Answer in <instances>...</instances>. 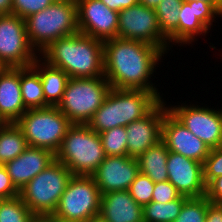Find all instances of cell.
<instances>
[{
  "label": "cell",
  "mask_w": 222,
  "mask_h": 222,
  "mask_svg": "<svg viewBox=\"0 0 222 222\" xmlns=\"http://www.w3.org/2000/svg\"><path fill=\"white\" fill-rule=\"evenodd\" d=\"M164 52L158 47L136 41L114 38L103 42L104 77L111 88L160 92L151 75Z\"/></svg>",
  "instance_id": "obj_1"
},
{
  "label": "cell",
  "mask_w": 222,
  "mask_h": 222,
  "mask_svg": "<svg viewBox=\"0 0 222 222\" xmlns=\"http://www.w3.org/2000/svg\"><path fill=\"white\" fill-rule=\"evenodd\" d=\"M39 56L70 78L104 77L103 41L80 32L52 42Z\"/></svg>",
  "instance_id": "obj_2"
},
{
  "label": "cell",
  "mask_w": 222,
  "mask_h": 222,
  "mask_svg": "<svg viewBox=\"0 0 222 222\" xmlns=\"http://www.w3.org/2000/svg\"><path fill=\"white\" fill-rule=\"evenodd\" d=\"M160 101L149 91L110 88L87 125L98 134L115 127H126L146 116Z\"/></svg>",
  "instance_id": "obj_3"
},
{
  "label": "cell",
  "mask_w": 222,
  "mask_h": 222,
  "mask_svg": "<svg viewBox=\"0 0 222 222\" xmlns=\"http://www.w3.org/2000/svg\"><path fill=\"white\" fill-rule=\"evenodd\" d=\"M25 21L28 40L40 55L52 42L79 32L76 0L54 1Z\"/></svg>",
  "instance_id": "obj_4"
},
{
  "label": "cell",
  "mask_w": 222,
  "mask_h": 222,
  "mask_svg": "<svg viewBox=\"0 0 222 222\" xmlns=\"http://www.w3.org/2000/svg\"><path fill=\"white\" fill-rule=\"evenodd\" d=\"M105 157L100 135L87 124H72L55 154L73 175L86 176H91Z\"/></svg>",
  "instance_id": "obj_5"
},
{
  "label": "cell",
  "mask_w": 222,
  "mask_h": 222,
  "mask_svg": "<svg viewBox=\"0 0 222 222\" xmlns=\"http://www.w3.org/2000/svg\"><path fill=\"white\" fill-rule=\"evenodd\" d=\"M72 176L55 159L19 191V196L34 215H53Z\"/></svg>",
  "instance_id": "obj_6"
},
{
  "label": "cell",
  "mask_w": 222,
  "mask_h": 222,
  "mask_svg": "<svg viewBox=\"0 0 222 222\" xmlns=\"http://www.w3.org/2000/svg\"><path fill=\"white\" fill-rule=\"evenodd\" d=\"M28 146L56 154L72 123L57 106L28 109L16 122Z\"/></svg>",
  "instance_id": "obj_7"
},
{
  "label": "cell",
  "mask_w": 222,
  "mask_h": 222,
  "mask_svg": "<svg viewBox=\"0 0 222 222\" xmlns=\"http://www.w3.org/2000/svg\"><path fill=\"white\" fill-rule=\"evenodd\" d=\"M101 196L92 176L73 175L53 216L59 222H97Z\"/></svg>",
  "instance_id": "obj_8"
},
{
  "label": "cell",
  "mask_w": 222,
  "mask_h": 222,
  "mask_svg": "<svg viewBox=\"0 0 222 222\" xmlns=\"http://www.w3.org/2000/svg\"><path fill=\"white\" fill-rule=\"evenodd\" d=\"M110 88L105 77L70 78L57 107L72 124H87Z\"/></svg>",
  "instance_id": "obj_9"
},
{
  "label": "cell",
  "mask_w": 222,
  "mask_h": 222,
  "mask_svg": "<svg viewBox=\"0 0 222 222\" xmlns=\"http://www.w3.org/2000/svg\"><path fill=\"white\" fill-rule=\"evenodd\" d=\"M38 55L28 40L25 19L14 14L0 15V65L28 67Z\"/></svg>",
  "instance_id": "obj_10"
},
{
  "label": "cell",
  "mask_w": 222,
  "mask_h": 222,
  "mask_svg": "<svg viewBox=\"0 0 222 222\" xmlns=\"http://www.w3.org/2000/svg\"><path fill=\"white\" fill-rule=\"evenodd\" d=\"M117 38L141 41L158 47L165 54L171 47L162 34L155 9L137 4L118 13ZM170 47V48H169Z\"/></svg>",
  "instance_id": "obj_11"
},
{
  "label": "cell",
  "mask_w": 222,
  "mask_h": 222,
  "mask_svg": "<svg viewBox=\"0 0 222 222\" xmlns=\"http://www.w3.org/2000/svg\"><path fill=\"white\" fill-rule=\"evenodd\" d=\"M168 111L210 149L222 147V109L182 103Z\"/></svg>",
  "instance_id": "obj_12"
},
{
  "label": "cell",
  "mask_w": 222,
  "mask_h": 222,
  "mask_svg": "<svg viewBox=\"0 0 222 222\" xmlns=\"http://www.w3.org/2000/svg\"><path fill=\"white\" fill-rule=\"evenodd\" d=\"M80 33L106 41L117 38L118 13L101 0H76Z\"/></svg>",
  "instance_id": "obj_13"
},
{
  "label": "cell",
  "mask_w": 222,
  "mask_h": 222,
  "mask_svg": "<svg viewBox=\"0 0 222 222\" xmlns=\"http://www.w3.org/2000/svg\"><path fill=\"white\" fill-rule=\"evenodd\" d=\"M162 99L146 116L126 126L128 156L137 158L162 140V121L168 111Z\"/></svg>",
  "instance_id": "obj_14"
},
{
  "label": "cell",
  "mask_w": 222,
  "mask_h": 222,
  "mask_svg": "<svg viewBox=\"0 0 222 222\" xmlns=\"http://www.w3.org/2000/svg\"><path fill=\"white\" fill-rule=\"evenodd\" d=\"M139 174L137 158L125 156H106L91 175L101 194L128 190Z\"/></svg>",
  "instance_id": "obj_15"
},
{
  "label": "cell",
  "mask_w": 222,
  "mask_h": 222,
  "mask_svg": "<svg viewBox=\"0 0 222 222\" xmlns=\"http://www.w3.org/2000/svg\"><path fill=\"white\" fill-rule=\"evenodd\" d=\"M166 165L168 181L181 195L188 198L205 196L206 185L203 179L202 163L169 151Z\"/></svg>",
  "instance_id": "obj_16"
},
{
  "label": "cell",
  "mask_w": 222,
  "mask_h": 222,
  "mask_svg": "<svg viewBox=\"0 0 222 222\" xmlns=\"http://www.w3.org/2000/svg\"><path fill=\"white\" fill-rule=\"evenodd\" d=\"M218 15V16H217ZM215 17L222 16L208 3L200 0L183 1L179 10L177 44H190L196 36L209 33ZM205 33V34H203Z\"/></svg>",
  "instance_id": "obj_17"
},
{
  "label": "cell",
  "mask_w": 222,
  "mask_h": 222,
  "mask_svg": "<svg viewBox=\"0 0 222 222\" xmlns=\"http://www.w3.org/2000/svg\"><path fill=\"white\" fill-rule=\"evenodd\" d=\"M162 141L169 151L181 154L202 164L211 150L169 111L164 114L162 121Z\"/></svg>",
  "instance_id": "obj_18"
},
{
  "label": "cell",
  "mask_w": 222,
  "mask_h": 222,
  "mask_svg": "<svg viewBox=\"0 0 222 222\" xmlns=\"http://www.w3.org/2000/svg\"><path fill=\"white\" fill-rule=\"evenodd\" d=\"M55 160V154L44 148L28 146L15 159L4 164L15 188L20 191L29 181Z\"/></svg>",
  "instance_id": "obj_19"
},
{
  "label": "cell",
  "mask_w": 222,
  "mask_h": 222,
  "mask_svg": "<svg viewBox=\"0 0 222 222\" xmlns=\"http://www.w3.org/2000/svg\"><path fill=\"white\" fill-rule=\"evenodd\" d=\"M97 222H144L143 206L131 197L128 190L102 194Z\"/></svg>",
  "instance_id": "obj_20"
},
{
  "label": "cell",
  "mask_w": 222,
  "mask_h": 222,
  "mask_svg": "<svg viewBox=\"0 0 222 222\" xmlns=\"http://www.w3.org/2000/svg\"><path fill=\"white\" fill-rule=\"evenodd\" d=\"M20 87V68H3L0 72V115L15 123L25 112Z\"/></svg>",
  "instance_id": "obj_21"
},
{
  "label": "cell",
  "mask_w": 222,
  "mask_h": 222,
  "mask_svg": "<svg viewBox=\"0 0 222 222\" xmlns=\"http://www.w3.org/2000/svg\"><path fill=\"white\" fill-rule=\"evenodd\" d=\"M38 58L31 66L40 75L45 97V107L58 106L63 98L70 77L62 69L53 67L44 60L42 61L40 56Z\"/></svg>",
  "instance_id": "obj_22"
},
{
  "label": "cell",
  "mask_w": 222,
  "mask_h": 222,
  "mask_svg": "<svg viewBox=\"0 0 222 222\" xmlns=\"http://www.w3.org/2000/svg\"><path fill=\"white\" fill-rule=\"evenodd\" d=\"M169 150L161 140L137 157L139 173L148 176L154 183L168 181L167 156Z\"/></svg>",
  "instance_id": "obj_23"
},
{
  "label": "cell",
  "mask_w": 222,
  "mask_h": 222,
  "mask_svg": "<svg viewBox=\"0 0 222 222\" xmlns=\"http://www.w3.org/2000/svg\"><path fill=\"white\" fill-rule=\"evenodd\" d=\"M20 87L25 108H45V97L39 73L32 67L20 68Z\"/></svg>",
  "instance_id": "obj_24"
},
{
  "label": "cell",
  "mask_w": 222,
  "mask_h": 222,
  "mask_svg": "<svg viewBox=\"0 0 222 222\" xmlns=\"http://www.w3.org/2000/svg\"><path fill=\"white\" fill-rule=\"evenodd\" d=\"M28 147L22 130L16 123H7L0 128V164L15 159Z\"/></svg>",
  "instance_id": "obj_25"
},
{
  "label": "cell",
  "mask_w": 222,
  "mask_h": 222,
  "mask_svg": "<svg viewBox=\"0 0 222 222\" xmlns=\"http://www.w3.org/2000/svg\"><path fill=\"white\" fill-rule=\"evenodd\" d=\"M183 0H161L155 8L162 34L168 39L170 43H177V26L179 21V10Z\"/></svg>",
  "instance_id": "obj_26"
},
{
  "label": "cell",
  "mask_w": 222,
  "mask_h": 222,
  "mask_svg": "<svg viewBox=\"0 0 222 222\" xmlns=\"http://www.w3.org/2000/svg\"><path fill=\"white\" fill-rule=\"evenodd\" d=\"M188 197L181 195L168 203L151 201L143 206L144 222H174Z\"/></svg>",
  "instance_id": "obj_27"
},
{
  "label": "cell",
  "mask_w": 222,
  "mask_h": 222,
  "mask_svg": "<svg viewBox=\"0 0 222 222\" xmlns=\"http://www.w3.org/2000/svg\"><path fill=\"white\" fill-rule=\"evenodd\" d=\"M33 216L20 196L0 199V222H30Z\"/></svg>",
  "instance_id": "obj_28"
},
{
  "label": "cell",
  "mask_w": 222,
  "mask_h": 222,
  "mask_svg": "<svg viewBox=\"0 0 222 222\" xmlns=\"http://www.w3.org/2000/svg\"><path fill=\"white\" fill-rule=\"evenodd\" d=\"M99 135L106 156L128 155L126 127H115Z\"/></svg>",
  "instance_id": "obj_29"
},
{
  "label": "cell",
  "mask_w": 222,
  "mask_h": 222,
  "mask_svg": "<svg viewBox=\"0 0 222 222\" xmlns=\"http://www.w3.org/2000/svg\"><path fill=\"white\" fill-rule=\"evenodd\" d=\"M210 201L205 197L188 198L174 222H205Z\"/></svg>",
  "instance_id": "obj_30"
},
{
  "label": "cell",
  "mask_w": 222,
  "mask_h": 222,
  "mask_svg": "<svg viewBox=\"0 0 222 222\" xmlns=\"http://www.w3.org/2000/svg\"><path fill=\"white\" fill-rule=\"evenodd\" d=\"M154 186L155 183L148 176L139 173L128 191L138 204L144 206L151 202Z\"/></svg>",
  "instance_id": "obj_31"
},
{
  "label": "cell",
  "mask_w": 222,
  "mask_h": 222,
  "mask_svg": "<svg viewBox=\"0 0 222 222\" xmlns=\"http://www.w3.org/2000/svg\"><path fill=\"white\" fill-rule=\"evenodd\" d=\"M53 2L54 0H12L11 14L26 19L30 15L47 8Z\"/></svg>",
  "instance_id": "obj_32"
},
{
  "label": "cell",
  "mask_w": 222,
  "mask_h": 222,
  "mask_svg": "<svg viewBox=\"0 0 222 222\" xmlns=\"http://www.w3.org/2000/svg\"><path fill=\"white\" fill-rule=\"evenodd\" d=\"M222 175V147L213 148L203 163V179L207 185L212 179Z\"/></svg>",
  "instance_id": "obj_33"
},
{
  "label": "cell",
  "mask_w": 222,
  "mask_h": 222,
  "mask_svg": "<svg viewBox=\"0 0 222 222\" xmlns=\"http://www.w3.org/2000/svg\"><path fill=\"white\" fill-rule=\"evenodd\" d=\"M180 196L181 194L171 182L161 181L155 183L151 201L168 203L178 199Z\"/></svg>",
  "instance_id": "obj_34"
},
{
  "label": "cell",
  "mask_w": 222,
  "mask_h": 222,
  "mask_svg": "<svg viewBox=\"0 0 222 222\" xmlns=\"http://www.w3.org/2000/svg\"><path fill=\"white\" fill-rule=\"evenodd\" d=\"M19 196V191L13 185L4 165L0 164V199H10Z\"/></svg>",
  "instance_id": "obj_35"
},
{
  "label": "cell",
  "mask_w": 222,
  "mask_h": 222,
  "mask_svg": "<svg viewBox=\"0 0 222 222\" xmlns=\"http://www.w3.org/2000/svg\"><path fill=\"white\" fill-rule=\"evenodd\" d=\"M205 197L212 203L222 204V175L206 185Z\"/></svg>",
  "instance_id": "obj_36"
},
{
  "label": "cell",
  "mask_w": 222,
  "mask_h": 222,
  "mask_svg": "<svg viewBox=\"0 0 222 222\" xmlns=\"http://www.w3.org/2000/svg\"><path fill=\"white\" fill-rule=\"evenodd\" d=\"M205 222H222V204H208Z\"/></svg>",
  "instance_id": "obj_37"
},
{
  "label": "cell",
  "mask_w": 222,
  "mask_h": 222,
  "mask_svg": "<svg viewBox=\"0 0 222 222\" xmlns=\"http://www.w3.org/2000/svg\"><path fill=\"white\" fill-rule=\"evenodd\" d=\"M109 9L120 12L123 9L139 4V0H101Z\"/></svg>",
  "instance_id": "obj_38"
},
{
  "label": "cell",
  "mask_w": 222,
  "mask_h": 222,
  "mask_svg": "<svg viewBox=\"0 0 222 222\" xmlns=\"http://www.w3.org/2000/svg\"><path fill=\"white\" fill-rule=\"evenodd\" d=\"M12 0H0V15L11 14Z\"/></svg>",
  "instance_id": "obj_39"
},
{
  "label": "cell",
  "mask_w": 222,
  "mask_h": 222,
  "mask_svg": "<svg viewBox=\"0 0 222 222\" xmlns=\"http://www.w3.org/2000/svg\"><path fill=\"white\" fill-rule=\"evenodd\" d=\"M30 222H58L53 215H34Z\"/></svg>",
  "instance_id": "obj_40"
},
{
  "label": "cell",
  "mask_w": 222,
  "mask_h": 222,
  "mask_svg": "<svg viewBox=\"0 0 222 222\" xmlns=\"http://www.w3.org/2000/svg\"><path fill=\"white\" fill-rule=\"evenodd\" d=\"M183 1H190V0H183ZM200 1L210 4L222 16V0H200Z\"/></svg>",
  "instance_id": "obj_41"
},
{
  "label": "cell",
  "mask_w": 222,
  "mask_h": 222,
  "mask_svg": "<svg viewBox=\"0 0 222 222\" xmlns=\"http://www.w3.org/2000/svg\"><path fill=\"white\" fill-rule=\"evenodd\" d=\"M161 0H139V4H142L148 8L155 9Z\"/></svg>",
  "instance_id": "obj_42"
},
{
  "label": "cell",
  "mask_w": 222,
  "mask_h": 222,
  "mask_svg": "<svg viewBox=\"0 0 222 222\" xmlns=\"http://www.w3.org/2000/svg\"><path fill=\"white\" fill-rule=\"evenodd\" d=\"M7 124V122L2 118V116L0 115V128L5 126Z\"/></svg>",
  "instance_id": "obj_43"
}]
</instances>
